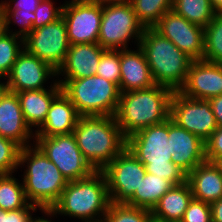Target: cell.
<instances>
[{
    "label": "cell",
    "mask_w": 222,
    "mask_h": 222,
    "mask_svg": "<svg viewBox=\"0 0 222 222\" xmlns=\"http://www.w3.org/2000/svg\"><path fill=\"white\" fill-rule=\"evenodd\" d=\"M173 92L155 84L147 89L121 93L115 118L123 135L128 138L143 128L169 119Z\"/></svg>",
    "instance_id": "1"
},
{
    "label": "cell",
    "mask_w": 222,
    "mask_h": 222,
    "mask_svg": "<svg viewBox=\"0 0 222 222\" xmlns=\"http://www.w3.org/2000/svg\"><path fill=\"white\" fill-rule=\"evenodd\" d=\"M110 203L104 173L94 171L86 178L69 181L52 208L40 210L46 215L64 214L85 222H103ZM100 213L103 219L100 218Z\"/></svg>",
    "instance_id": "2"
},
{
    "label": "cell",
    "mask_w": 222,
    "mask_h": 222,
    "mask_svg": "<svg viewBox=\"0 0 222 222\" xmlns=\"http://www.w3.org/2000/svg\"><path fill=\"white\" fill-rule=\"evenodd\" d=\"M73 135L95 171H102L127 145L115 116H80Z\"/></svg>",
    "instance_id": "3"
},
{
    "label": "cell",
    "mask_w": 222,
    "mask_h": 222,
    "mask_svg": "<svg viewBox=\"0 0 222 222\" xmlns=\"http://www.w3.org/2000/svg\"><path fill=\"white\" fill-rule=\"evenodd\" d=\"M126 147L145 166L147 173L166 179L173 185L186 181L187 174L171 161L168 119L130 135Z\"/></svg>",
    "instance_id": "4"
},
{
    "label": "cell",
    "mask_w": 222,
    "mask_h": 222,
    "mask_svg": "<svg viewBox=\"0 0 222 222\" xmlns=\"http://www.w3.org/2000/svg\"><path fill=\"white\" fill-rule=\"evenodd\" d=\"M139 46L155 84L179 91L185 83L193 60L154 28L144 29Z\"/></svg>",
    "instance_id": "5"
},
{
    "label": "cell",
    "mask_w": 222,
    "mask_h": 222,
    "mask_svg": "<svg viewBox=\"0 0 222 222\" xmlns=\"http://www.w3.org/2000/svg\"><path fill=\"white\" fill-rule=\"evenodd\" d=\"M27 162L23 178L25 196L38 208H52L59 200L68 181L57 166L35 144L21 148L19 167Z\"/></svg>",
    "instance_id": "6"
},
{
    "label": "cell",
    "mask_w": 222,
    "mask_h": 222,
    "mask_svg": "<svg viewBox=\"0 0 222 222\" xmlns=\"http://www.w3.org/2000/svg\"><path fill=\"white\" fill-rule=\"evenodd\" d=\"M58 83L80 116H115L121 94L117 84L98 75Z\"/></svg>",
    "instance_id": "7"
},
{
    "label": "cell",
    "mask_w": 222,
    "mask_h": 222,
    "mask_svg": "<svg viewBox=\"0 0 222 222\" xmlns=\"http://www.w3.org/2000/svg\"><path fill=\"white\" fill-rule=\"evenodd\" d=\"M144 29L129 1L103 3L97 43L104 49H126L131 37L139 45Z\"/></svg>",
    "instance_id": "8"
},
{
    "label": "cell",
    "mask_w": 222,
    "mask_h": 222,
    "mask_svg": "<svg viewBox=\"0 0 222 222\" xmlns=\"http://www.w3.org/2000/svg\"><path fill=\"white\" fill-rule=\"evenodd\" d=\"M35 140L36 145L68 182L86 178L95 171L81 153L73 133L51 137L35 136Z\"/></svg>",
    "instance_id": "9"
},
{
    "label": "cell",
    "mask_w": 222,
    "mask_h": 222,
    "mask_svg": "<svg viewBox=\"0 0 222 222\" xmlns=\"http://www.w3.org/2000/svg\"><path fill=\"white\" fill-rule=\"evenodd\" d=\"M112 203L126 204L139 189L145 166L126 147L103 170Z\"/></svg>",
    "instance_id": "10"
},
{
    "label": "cell",
    "mask_w": 222,
    "mask_h": 222,
    "mask_svg": "<svg viewBox=\"0 0 222 222\" xmlns=\"http://www.w3.org/2000/svg\"><path fill=\"white\" fill-rule=\"evenodd\" d=\"M69 47L66 24L61 16L52 23L32 30L24 38L22 48L58 70L66 58Z\"/></svg>",
    "instance_id": "11"
},
{
    "label": "cell",
    "mask_w": 222,
    "mask_h": 222,
    "mask_svg": "<svg viewBox=\"0 0 222 222\" xmlns=\"http://www.w3.org/2000/svg\"><path fill=\"white\" fill-rule=\"evenodd\" d=\"M170 118L204 142L218 127L209 100L189 98L179 91L172 94Z\"/></svg>",
    "instance_id": "12"
},
{
    "label": "cell",
    "mask_w": 222,
    "mask_h": 222,
    "mask_svg": "<svg viewBox=\"0 0 222 222\" xmlns=\"http://www.w3.org/2000/svg\"><path fill=\"white\" fill-rule=\"evenodd\" d=\"M62 6V17L70 45L97 43L102 19V4L92 0H72Z\"/></svg>",
    "instance_id": "13"
},
{
    "label": "cell",
    "mask_w": 222,
    "mask_h": 222,
    "mask_svg": "<svg viewBox=\"0 0 222 222\" xmlns=\"http://www.w3.org/2000/svg\"><path fill=\"white\" fill-rule=\"evenodd\" d=\"M153 28L162 36L172 41L193 61L203 60V27L190 23L171 9L161 17Z\"/></svg>",
    "instance_id": "14"
},
{
    "label": "cell",
    "mask_w": 222,
    "mask_h": 222,
    "mask_svg": "<svg viewBox=\"0 0 222 222\" xmlns=\"http://www.w3.org/2000/svg\"><path fill=\"white\" fill-rule=\"evenodd\" d=\"M56 75L57 70L51 65L29 54L23 48L7 76L9 91L17 93L26 90L46 89L43 87V83L46 82V79Z\"/></svg>",
    "instance_id": "15"
},
{
    "label": "cell",
    "mask_w": 222,
    "mask_h": 222,
    "mask_svg": "<svg viewBox=\"0 0 222 222\" xmlns=\"http://www.w3.org/2000/svg\"><path fill=\"white\" fill-rule=\"evenodd\" d=\"M179 92L189 98L201 100H209L222 94V64L205 60L192 61Z\"/></svg>",
    "instance_id": "16"
},
{
    "label": "cell",
    "mask_w": 222,
    "mask_h": 222,
    "mask_svg": "<svg viewBox=\"0 0 222 222\" xmlns=\"http://www.w3.org/2000/svg\"><path fill=\"white\" fill-rule=\"evenodd\" d=\"M171 161L186 174L206 161L205 142L185 128L168 119Z\"/></svg>",
    "instance_id": "17"
},
{
    "label": "cell",
    "mask_w": 222,
    "mask_h": 222,
    "mask_svg": "<svg viewBox=\"0 0 222 222\" xmlns=\"http://www.w3.org/2000/svg\"><path fill=\"white\" fill-rule=\"evenodd\" d=\"M106 49L98 43H80L70 45L66 58L57 70V75L65 79H80L96 75L102 53Z\"/></svg>",
    "instance_id": "18"
},
{
    "label": "cell",
    "mask_w": 222,
    "mask_h": 222,
    "mask_svg": "<svg viewBox=\"0 0 222 222\" xmlns=\"http://www.w3.org/2000/svg\"><path fill=\"white\" fill-rule=\"evenodd\" d=\"M32 130L24 120L17 93L8 91L0 100V136L24 148L34 137Z\"/></svg>",
    "instance_id": "19"
},
{
    "label": "cell",
    "mask_w": 222,
    "mask_h": 222,
    "mask_svg": "<svg viewBox=\"0 0 222 222\" xmlns=\"http://www.w3.org/2000/svg\"><path fill=\"white\" fill-rule=\"evenodd\" d=\"M137 48V51L120 49L121 93L155 85L145 55L139 45Z\"/></svg>",
    "instance_id": "20"
},
{
    "label": "cell",
    "mask_w": 222,
    "mask_h": 222,
    "mask_svg": "<svg viewBox=\"0 0 222 222\" xmlns=\"http://www.w3.org/2000/svg\"><path fill=\"white\" fill-rule=\"evenodd\" d=\"M79 118L76 107L61 91L53 99L44 123L35 131V136L51 137L73 133Z\"/></svg>",
    "instance_id": "21"
},
{
    "label": "cell",
    "mask_w": 222,
    "mask_h": 222,
    "mask_svg": "<svg viewBox=\"0 0 222 222\" xmlns=\"http://www.w3.org/2000/svg\"><path fill=\"white\" fill-rule=\"evenodd\" d=\"M193 198L213 203L222 198V174L210 161H205L187 174Z\"/></svg>",
    "instance_id": "22"
},
{
    "label": "cell",
    "mask_w": 222,
    "mask_h": 222,
    "mask_svg": "<svg viewBox=\"0 0 222 222\" xmlns=\"http://www.w3.org/2000/svg\"><path fill=\"white\" fill-rule=\"evenodd\" d=\"M62 91L58 82L48 89L26 90L17 92L26 124L40 128L49 111L53 99Z\"/></svg>",
    "instance_id": "23"
},
{
    "label": "cell",
    "mask_w": 222,
    "mask_h": 222,
    "mask_svg": "<svg viewBox=\"0 0 222 222\" xmlns=\"http://www.w3.org/2000/svg\"><path fill=\"white\" fill-rule=\"evenodd\" d=\"M193 195L187 181L174 185L151 211L152 216L165 222H181Z\"/></svg>",
    "instance_id": "24"
},
{
    "label": "cell",
    "mask_w": 222,
    "mask_h": 222,
    "mask_svg": "<svg viewBox=\"0 0 222 222\" xmlns=\"http://www.w3.org/2000/svg\"><path fill=\"white\" fill-rule=\"evenodd\" d=\"M15 2L14 6L12 7L10 3H0V15L2 17L3 28L4 31L8 32L9 25L12 21L11 18L14 19V23L20 24L22 28L20 31L13 32L17 36L21 38H25L32 30L36 16L35 11L37 6L42 0H11ZM16 21V22H15Z\"/></svg>",
    "instance_id": "25"
},
{
    "label": "cell",
    "mask_w": 222,
    "mask_h": 222,
    "mask_svg": "<svg viewBox=\"0 0 222 222\" xmlns=\"http://www.w3.org/2000/svg\"><path fill=\"white\" fill-rule=\"evenodd\" d=\"M173 186L170 181L146 172L139 189L126 205L152 211L160 198Z\"/></svg>",
    "instance_id": "26"
},
{
    "label": "cell",
    "mask_w": 222,
    "mask_h": 222,
    "mask_svg": "<svg viewBox=\"0 0 222 222\" xmlns=\"http://www.w3.org/2000/svg\"><path fill=\"white\" fill-rule=\"evenodd\" d=\"M172 10L190 23L205 28L216 12L210 0H173Z\"/></svg>",
    "instance_id": "27"
},
{
    "label": "cell",
    "mask_w": 222,
    "mask_h": 222,
    "mask_svg": "<svg viewBox=\"0 0 222 222\" xmlns=\"http://www.w3.org/2000/svg\"><path fill=\"white\" fill-rule=\"evenodd\" d=\"M138 21L144 28H153L172 9L173 0H130Z\"/></svg>",
    "instance_id": "28"
},
{
    "label": "cell",
    "mask_w": 222,
    "mask_h": 222,
    "mask_svg": "<svg viewBox=\"0 0 222 222\" xmlns=\"http://www.w3.org/2000/svg\"><path fill=\"white\" fill-rule=\"evenodd\" d=\"M28 203L23 184L12 177V173L0 175V209L5 211L21 209Z\"/></svg>",
    "instance_id": "29"
},
{
    "label": "cell",
    "mask_w": 222,
    "mask_h": 222,
    "mask_svg": "<svg viewBox=\"0 0 222 222\" xmlns=\"http://www.w3.org/2000/svg\"><path fill=\"white\" fill-rule=\"evenodd\" d=\"M203 60L222 64V13H216L204 28Z\"/></svg>",
    "instance_id": "30"
},
{
    "label": "cell",
    "mask_w": 222,
    "mask_h": 222,
    "mask_svg": "<svg viewBox=\"0 0 222 222\" xmlns=\"http://www.w3.org/2000/svg\"><path fill=\"white\" fill-rule=\"evenodd\" d=\"M18 38L20 41L17 42ZM20 45L24 46V39L20 36L4 30L0 33V76L2 78L9 75L17 56L23 51Z\"/></svg>",
    "instance_id": "31"
},
{
    "label": "cell",
    "mask_w": 222,
    "mask_h": 222,
    "mask_svg": "<svg viewBox=\"0 0 222 222\" xmlns=\"http://www.w3.org/2000/svg\"><path fill=\"white\" fill-rule=\"evenodd\" d=\"M151 217L150 210L111 202L103 222H148Z\"/></svg>",
    "instance_id": "32"
},
{
    "label": "cell",
    "mask_w": 222,
    "mask_h": 222,
    "mask_svg": "<svg viewBox=\"0 0 222 222\" xmlns=\"http://www.w3.org/2000/svg\"><path fill=\"white\" fill-rule=\"evenodd\" d=\"M96 75L117 84L120 89V50L106 49L102 53Z\"/></svg>",
    "instance_id": "33"
},
{
    "label": "cell",
    "mask_w": 222,
    "mask_h": 222,
    "mask_svg": "<svg viewBox=\"0 0 222 222\" xmlns=\"http://www.w3.org/2000/svg\"><path fill=\"white\" fill-rule=\"evenodd\" d=\"M20 150L17 143L0 136V175L14 173L19 166Z\"/></svg>",
    "instance_id": "34"
},
{
    "label": "cell",
    "mask_w": 222,
    "mask_h": 222,
    "mask_svg": "<svg viewBox=\"0 0 222 222\" xmlns=\"http://www.w3.org/2000/svg\"><path fill=\"white\" fill-rule=\"evenodd\" d=\"M55 8L51 0H42L36 8L35 20L32 23L33 30L45 26L59 19L62 15V7Z\"/></svg>",
    "instance_id": "35"
},
{
    "label": "cell",
    "mask_w": 222,
    "mask_h": 222,
    "mask_svg": "<svg viewBox=\"0 0 222 222\" xmlns=\"http://www.w3.org/2000/svg\"><path fill=\"white\" fill-rule=\"evenodd\" d=\"M181 222H212L210 204L192 198Z\"/></svg>",
    "instance_id": "36"
},
{
    "label": "cell",
    "mask_w": 222,
    "mask_h": 222,
    "mask_svg": "<svg viewBox=\"0 0 222 222\" xmlns=\"http://www.w3.org/2000/svg\"><path fill=\"white\" fill-rule=\"evenodd\" d=\"M37 205L33 203H28L24 208L5 211L0 209V222H30L31 221V213L29 210L33 212L36 211Z\"/></svg>",
    "instance_id": "37"
},
{
    "label": "cell",
    "mask_w": 222,
    "mask_h": 222,
    "mask_svg": "<svg viewBox=\"0 0 222 222\" xmlns=\"http://www.w3.org/2000/svg\"><path fill=\"white\" fill-rule=\"evenodd\" d=\"M205 155L206 161L210 162L222 156V127H217L212 135L205 141Z\"/></svg>",
    "instance_id": "38"
},
{
    "label": "cell",
    "mask_w": 222,
    "mask_h": 222,
    "mask_svg": "<svg viewBox=\"0 0 222 222\" xmlns=\"http://www.w3.org/2000/svg\"><path fill=\"white\" fill-rule=\"evenodd\" d=\"M218 127H222V94L209 99Z\"/></svg>",
    "instance_id": "39"
},
{
    "label": "cell",
    "mask_w": 222,
    "mask_h": 222,
    "mask_svg": "<svg viewBox=\"0 0 222 222\" xmlns=\"http://www.w3.org/2000/svg\"><path fill=\"white\" fill-rule=\"evenodd\" d=\"M212 222H222V198L211 203Z\"/></svg>",
    "instance_id": "40"
},
{
    "label": "cell",
    "mask_w": 222,
    "mask_h": 222,
    "mask_svg": "<svg viewBox=\"0 0 222 222\" xmlns=\"http://www.w3.org/2000/svg\"><path fill=\"white\" fill-rule=\"evenodd\" d=\"M210 3L216 13H222V0H210Z\"/></svg>",
    "instance_id": "41"
},
{
    "label": "cell",
    "mask_w": 222,
    "mask_h": 222,
    "mask_svg": "<svg viewBox=\"0 0 222 222\" xmlns=\"http://www.w3.org/2000/svg\"><path fill=\"white\" fill-rule=\"evenodd\" d=\"M6 83V84H5ZM0 83V100L7 94L9 91L8 82Z\"/></svg>",
    "instance_id": "42"
},
{
    "label": "cell",
    "mask_w": 222,
    "mask_h": 222,
    "mask_svg": "<svg viewBox=\"0 0 222 222\" xmlns=\"http://www.w3.org/2000/svg\"><path fill=\"white\" fill-rule=\"evenodd\" d=\"M212 163L217 167V169L222 174V156L217 157Z\"/></svg>",
    "instance_id": "43"
},
{
    "label": "cell",
    "mask_w": 222,
    "mask_h": 222,
    "mask_svg": "<svg viewBox=\"0 0 222 222\" xmlns=\"http://www.w3.org/2000/svg\"><path fill=\"white\" fill-rule=\"evenodd\" d=\"M92 1L103 4V3L127 2L130 0H92Z\"/></svg>",
    "instance_id": "44"
},
{
    "label": "cell",
    "mask_w": 222,
    "mask_h": 222,
    "mask_svg": "<svg viewBox=\"0 0 222 222\" xmlns=\"http://www.w3.org/2000/svg\"><path fill=\"white\" fill-rule=\"evenodd\" d=\"M30 222H51L50 220H48V219H43V218H39L38 217V219H32L31 218V221Z\"/></svg>",
    "instance_id": "45"
},
{
    "label": "cell",
    "mask_w": 222,
    "mask_h": 222,
    "mask_svg": "<svg viewBox=\"0 0 222 222\" xmlns=\"http://www.w3.org/2000/svg\"><path fill=\"white\" fill-rule=\"evenodd\" d=\"M148 222H165V221L160 220V219H157V218H155V217L152 216V217L149 219Z\"/></svg>",
    "instance_id": "46"
},
{
    "label": "cell",
    "mask_w": 222,
    "mask_h": 222,
    "mask_svg": "<svg viewBox=\"0 0 222 222\" xmlns=\"http://www.w3.org/2000/svg\"><path fill=\"white\" fill-rule=\"evenodd\" d=\"M4 30L3 28V22H2V17L0 15V33Z\"/></svg>",
    "instance_id": "47"
}]
</instances>
